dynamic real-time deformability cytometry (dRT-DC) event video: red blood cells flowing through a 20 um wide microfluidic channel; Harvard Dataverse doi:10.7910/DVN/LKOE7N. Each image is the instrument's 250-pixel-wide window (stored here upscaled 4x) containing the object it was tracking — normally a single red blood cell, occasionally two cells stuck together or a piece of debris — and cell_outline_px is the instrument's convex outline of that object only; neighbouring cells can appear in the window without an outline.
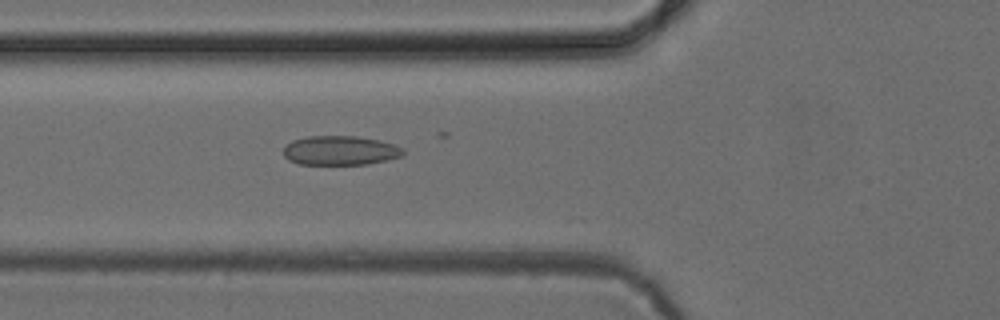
{"species": "common noctule bat (a hibernating species)", "species_latin": "Nyctalus noctula", "temperature_condition": "cold", "stored_images_in_passage": 40, "camera_frame_rate_fps": 3000, "um_per_image_px": 0.085, "animal": {"sex": "female", "body_mass_g": 24.6, "forearm_length_mm": 56.2}, "frame": {"image": 1, "passage_image": 19, "time_ms": 6.0, "image_size_px": [1000, 320], "cell_outline_px": [[404, 152], [400, 156], [368, 164], [300, 164], [288, 160], [284, 156], [284, 148], [292, 140], [308, 136], [356, 136], [380, 140], [404, 148]], "centroid_in_image_um": [28.9, 12.78], "position_along_channel_um": 96.9, "area_um2": 20.29}}
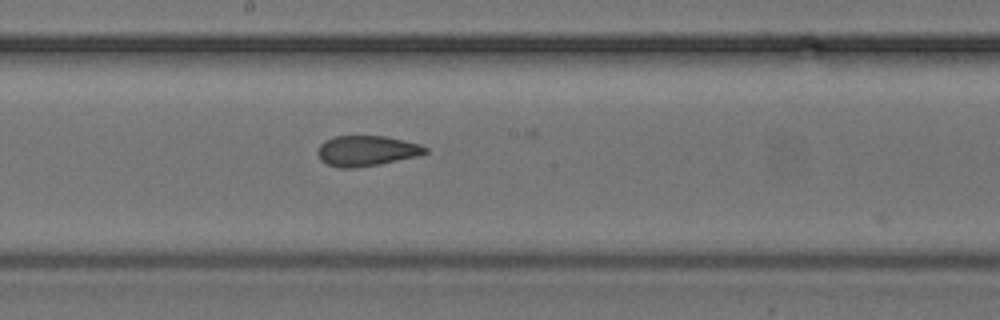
{"frame": {"image": 2, "passage_image": 28, "time_ms": 9.0, "image_size_px": [1000, 320], "cell_outline_px": [[428, 152], [420, 156], [380, 164], [356, 168], [340, 168], [328, 164], [320, 160], [316, 152], [320, 144], [324, 140], [336, 136], [384, 136], [404, 140], [420, 144], [428, 148]], "centroid_in_image_um": [31.17, 12.82], "position_along_channel_um": 217.0, "area_um2": 19.31}}
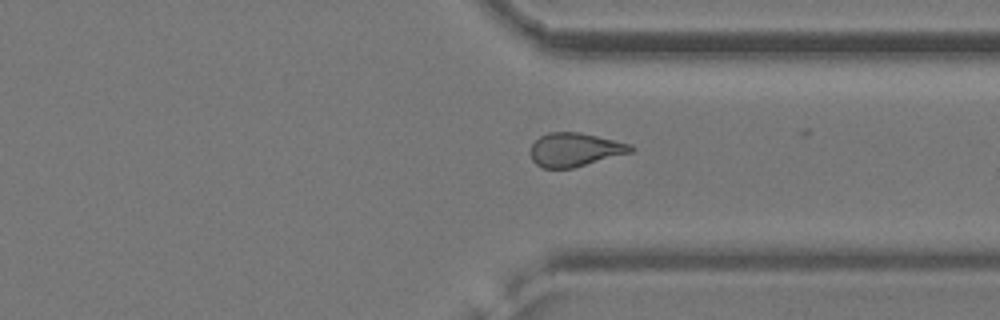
{"frame": {"image": 3, "passage_image": 39, "time_ms": 12.667, "image_size_px": [1000, 320], "cell_outline_px": [[636, 148], [632, 152], [572, 168], [544, 168], [536, 164], [532, 160], [532, 144], [540, 136], [548, 132], [580, 132], [632, 144]], "centroid_in_image_um": [48.89, 12.71], "position_along_channel_um": 362.5, "area_um2": 19.54}}